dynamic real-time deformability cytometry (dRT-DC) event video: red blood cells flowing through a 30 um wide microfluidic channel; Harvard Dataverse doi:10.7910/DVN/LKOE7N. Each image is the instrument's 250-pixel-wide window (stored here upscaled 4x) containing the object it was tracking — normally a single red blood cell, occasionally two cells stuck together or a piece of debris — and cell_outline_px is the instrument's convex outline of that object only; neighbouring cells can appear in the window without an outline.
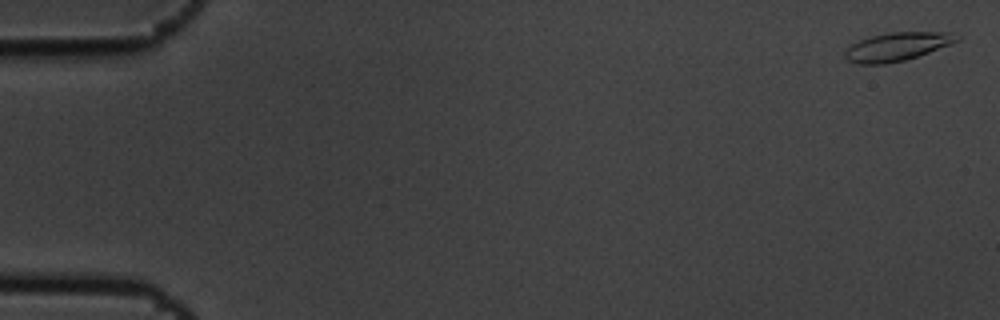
{"species": "common noctule bat (a hibernating species)", "species_latin": "Nyctalus noctula", "temperature_condition": "cold", "stored_images_in_passage": 8, "camera_frame_rate_fps": 3000, "um_per_image_px": 0.085, "animal": {"sex": "male", "body_mass_g": 19.5, "forearm_length_mm": 54.6}, "frame": {"image": 1, "passage_image": 1, "time_ms": 0.0, "image_size_px": [1000, 320], "cell_outline_px": [[960, 40], [952, 44], [904, 60], [884, 64], [856, 64], [848, 60], [844, 56], [844, 52], [852, 44], [860, 40], [872, 36], [892, 32], [948, 32], [960, 36]], "centroid_in_image_um": [76.26, 3.96], "position_along_channel_um": 8.7, "area_um2": 18.32}}
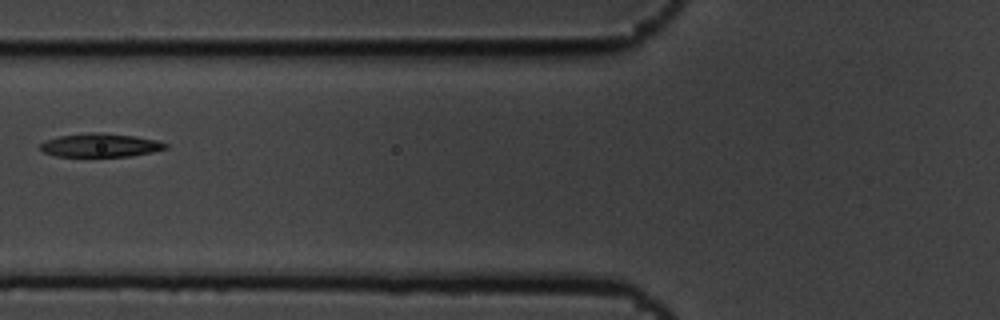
{"frame": {"image": 2, "passage_image": 7, "time_ms": 2.0, "image_size_px": [1000, 320], "cell_outline_px": [[168, 148], [152, 152], [132, 156], [56, 156], [44, 152], [40, 148], [40, 144], [44, 140], [60, 136], [88, 132], [100, 132], [132, 136], [156, 140], [168, 144]], "centroid_in_image_um": [8.52, 12.34], "position_along_channel_um": 117.3, "area_um2": 17.11}}
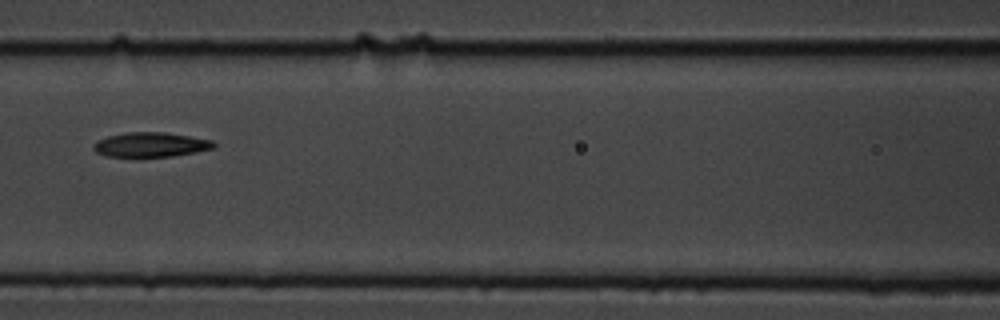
{"frame": {"image": 3, "passage_image": 8, "time_ms": 2.333, "image_size_px": [1000, 320], "cell_outline_px": [[216, 144], [212, 148], [196, 152], [172, 156], [104, 156], [96, 152], [92, 148], [92, 144], [96, 140], [108, 136], [124, 132], [164, 132], [212, 140]], "centroid_in_image_um": [12.75, 12.29], "position_along_channel_um": 153.9, "area_um2": 17.17}}